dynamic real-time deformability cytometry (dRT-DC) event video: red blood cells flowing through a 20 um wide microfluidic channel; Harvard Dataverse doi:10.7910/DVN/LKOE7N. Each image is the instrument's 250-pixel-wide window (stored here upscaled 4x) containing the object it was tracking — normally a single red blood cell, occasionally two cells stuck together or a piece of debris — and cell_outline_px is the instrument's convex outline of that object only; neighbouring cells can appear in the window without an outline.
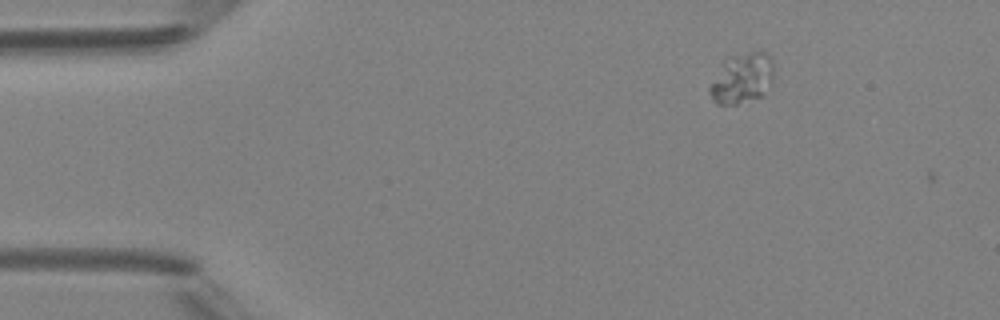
{"species": "Egyptian fruit bat (a non-hibernating species)", "species_latin": "Rousettus aegyptiacus", "temperature_condition": "room temperature", "stored_images_in_passage": 2, "camera_frame_rate_fps": 3000, "um_per_image_px": 0.085, "animal": {"sex": "female"}, "frame": {"image": 1, "passage_image": 1, "time_ms": 0.0, "image_size_px": [1000, 320], "cell_outline_px": [[772, 84], [764, 96], [736, 104], [716, 104], [712, 100], [708, 92], [708, 88], [732, 56], [748, 52], [764, 52], [772, 60]], "centroid_in_image_um": [63.12, 6.72], "position_along_channel_um": 21.9, "area_um2": 18.21}}